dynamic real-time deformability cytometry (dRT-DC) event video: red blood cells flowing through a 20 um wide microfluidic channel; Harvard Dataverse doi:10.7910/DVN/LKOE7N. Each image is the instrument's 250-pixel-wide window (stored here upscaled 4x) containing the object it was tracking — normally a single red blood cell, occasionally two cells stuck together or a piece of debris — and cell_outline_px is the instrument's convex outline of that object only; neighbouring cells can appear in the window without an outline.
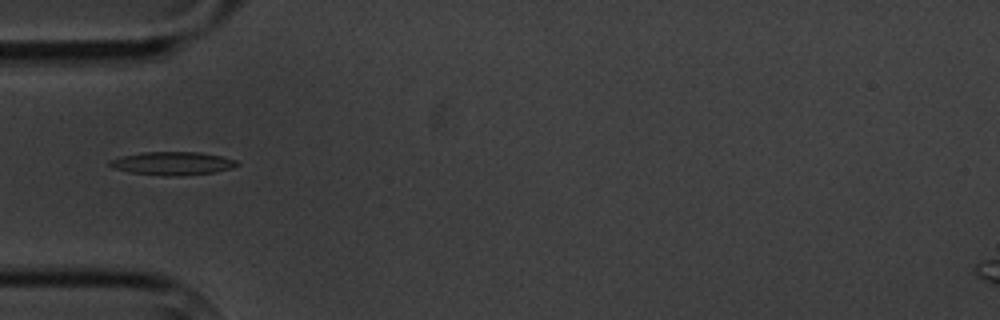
{"species": "common noctule bat (a hibernating species)", "species_latin": "Nyctalus noctula", "temperature_condition": "cold", "stored_images_in_passage": 12, "camera_frame_rate_fps": 3000, "um_per_image_px": 0.085, "animal": {"sex": "male", "body_mass_g": 20.1, "forearm_length_mm": 53.5}, "frame": {"image": 1, "passage_image": 6, "time_ms": 6.667, "image_size_px": [1000, 320], "cell_outline_px": [[240, 164], [232, 168], [216, 172], [180, 176], [164, 176], [132, 172], [112, 168], [108, 164], [108, 160], [140, 152], [200, 152], [220, 156], [236, 160]], "centroid_in_image_um": [14.67, 13.89], "position_along_channel_um": 70.3, "area_um2": 17.28}}
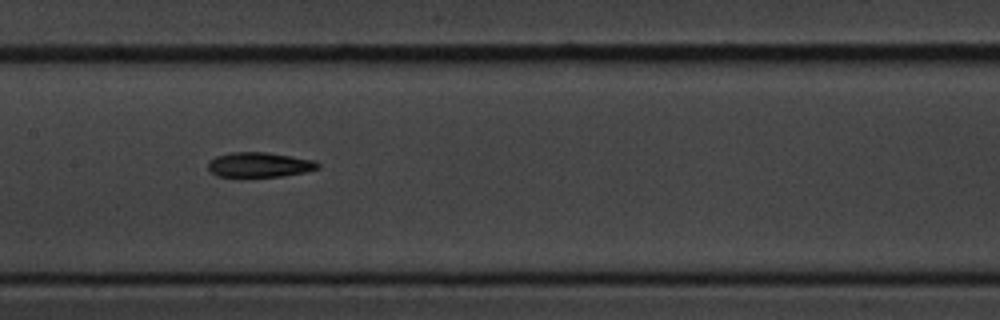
{"frame": {"image": 2, "passage_image": 9, "time_ms": 10.0, "image_size_px": [1000, 320], "cell_outline_px": [[320, 168], [304, 172], [284, 176], [216, 176], [208, 168], [208, 160], [216, 156], [232, 152], [268, 152], [316, 160], [320, 164]], "centroid_in_image_um": [22.07, 13.99], "position_along_channel_um": 185.3, "area_um2": 15.95}}
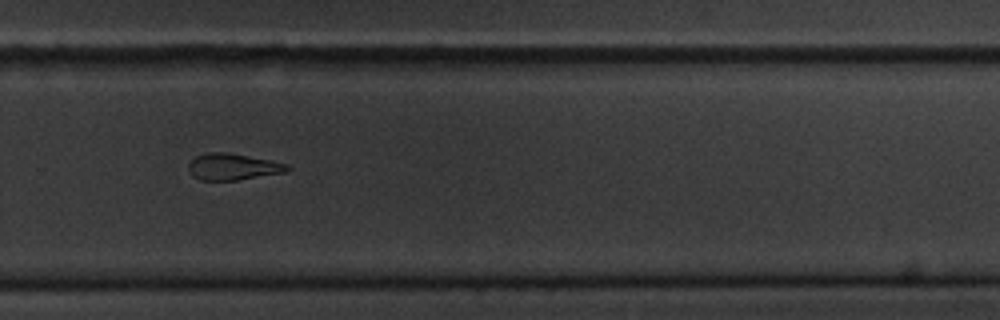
{"frame": {"image": 3, "passage_image": 12, "time_ms": 13.667, "image_size_px": [1000, 320], "cell_outline_px": [[292, 168], [288, 172], [236, 180], [200, 180], [192, 176], [188, 172], [188, 164], [196, 156], [208, 152], [228, 152], [288, 164]], "centroid_in_image_um": [19.79, 14.18], "position_along_channel_um": 310.0, "area_um2": 15.32}}